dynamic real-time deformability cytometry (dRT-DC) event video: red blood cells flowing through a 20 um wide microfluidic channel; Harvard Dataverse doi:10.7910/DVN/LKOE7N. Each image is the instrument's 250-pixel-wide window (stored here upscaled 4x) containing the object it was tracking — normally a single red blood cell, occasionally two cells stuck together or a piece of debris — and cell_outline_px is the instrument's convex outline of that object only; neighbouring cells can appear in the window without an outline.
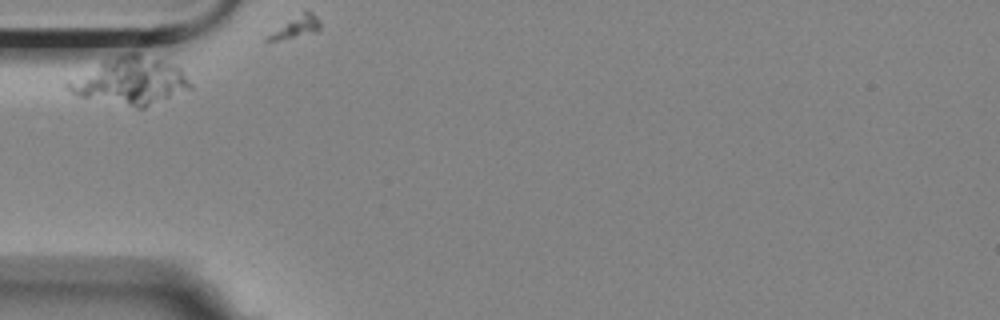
{"species": "Egyptian fruit bat (a non-hibernating species)", "species_latin": "Rousettus aegyptiacus", "temperature_condition": "room temperature", "stored_images_in_passage": 2, "camera_frame_rate_fps": 3000, "um_per_image_px": 0.085, "animal": {"sex": "female"}, "frame": {"image": 1, "passage_image": 1, "time_ms": 0.0, "image_size_px": [1000, 320], "cell_outline_px": [[192, 88], [144, 108], [136, 108], [76, 96], [64, 88], [64, 84], [104, 60], [116, 56], [132, 52], [160, 60], [172, 64], [180, 68], [192, 84]], "centroid_in_image_um": [11.07, 6.91], "position_along_channel_um": 73.9, "area_um2": 33.23}}